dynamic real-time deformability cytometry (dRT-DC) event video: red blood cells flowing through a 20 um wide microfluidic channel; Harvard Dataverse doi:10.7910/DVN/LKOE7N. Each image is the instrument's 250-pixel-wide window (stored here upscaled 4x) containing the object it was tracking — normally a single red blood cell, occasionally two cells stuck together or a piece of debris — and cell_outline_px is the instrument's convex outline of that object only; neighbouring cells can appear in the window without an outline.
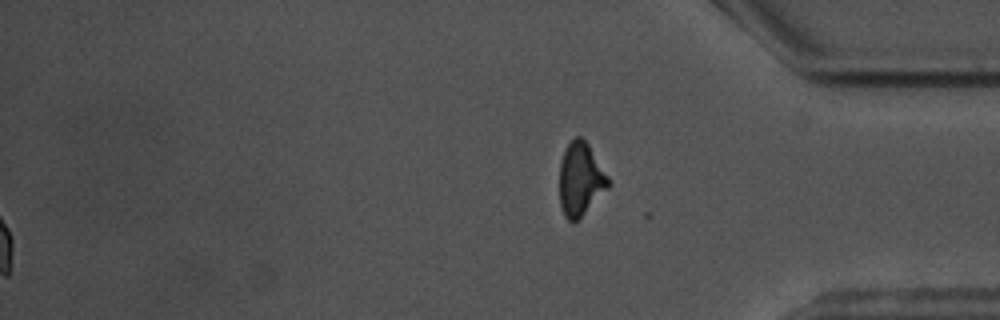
{"species": "common noctule bat (a hibernating species)", "species_latin": "Nyctalus noctula", "temperature_condition": "warm", "stored_images_in_passage": 60, "segment_of_instrument_passage": [2, 2], "camera_frame_rate_fps": 3000, "um_per_image_px": 0.085, "animal": {"sex": "male", "body_mass_g": 17.5, "forearm_length_mm": 52.3}, "frame": {"image": 1, "passage_image": 60, "time_ms": 19.667, "image_size_px": [1000, 320], "cell_outline_px": [[608, 188], [572, 224], [564, 216], [560, 204], [560, 160], [564, 148], [576, 136], [580, 136], [588, 144], [608, 176]], "centroid_in_image_um": [49.31, 15.21], "position_along_channel_um": 385.9, "area_um2": 20.46}}